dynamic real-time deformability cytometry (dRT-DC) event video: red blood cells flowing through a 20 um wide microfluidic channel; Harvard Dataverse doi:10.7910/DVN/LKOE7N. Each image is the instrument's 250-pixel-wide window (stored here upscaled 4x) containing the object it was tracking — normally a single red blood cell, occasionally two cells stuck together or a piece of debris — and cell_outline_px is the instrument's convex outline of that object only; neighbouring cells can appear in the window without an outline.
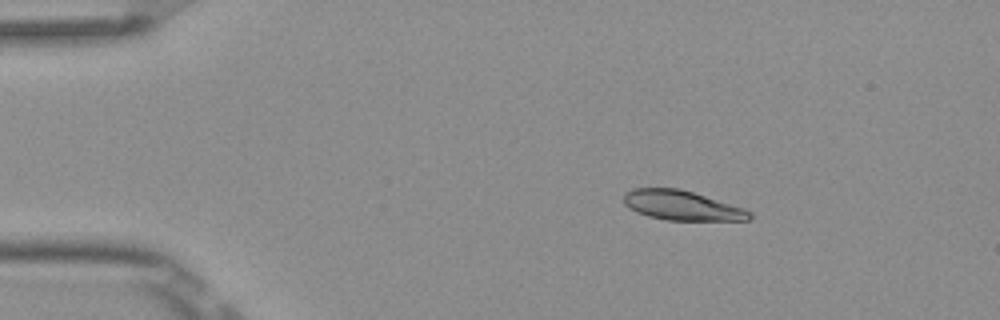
{"species": "Egyptian fruit bat (a non-hibernating species)", "species_latin": "Rousettus aegyptiacus", "temperature_condition": "room temperature", "stored_images_in_passage": 3, "camera_frame_rate_fps": 3000, "um_per_image_px": 0.085, "frame": {"image": 1, "passage_image": 1, "time_ms": 0.0, "image_size_px": [1000, 320], "cell_outline_px": [[752, 216], [748, 220], [668, 220], [648, 216], [636, 212], [628, 208], [624, 204], [624, 192], [632, 188], [680, 188], [744, 208], [752, 212]], "centroid_in_image_um": [57.93, 17.46], "position_along_channel_um": 27.1, "area_um2": 21.73}}